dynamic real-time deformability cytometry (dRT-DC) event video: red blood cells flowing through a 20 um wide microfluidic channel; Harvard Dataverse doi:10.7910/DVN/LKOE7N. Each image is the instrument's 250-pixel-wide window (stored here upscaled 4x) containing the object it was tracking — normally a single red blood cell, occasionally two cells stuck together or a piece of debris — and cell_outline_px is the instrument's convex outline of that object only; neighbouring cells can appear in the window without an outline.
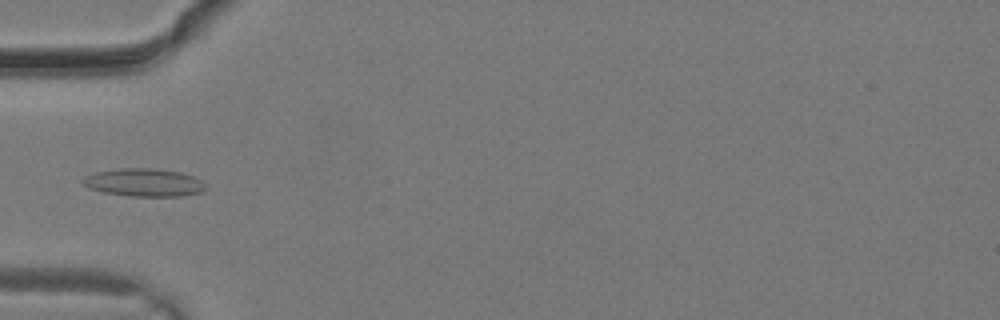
{"species": "common noctule bat (a hibernating species)", "species_latin": "Nyctalus noctula", "temperature_condition": "warm", "stored_images_in_passage": 10, "camera_frame_rate_fps": 3000, "um_per_image_px": 0.085, "animal": {"sex": "male", "body_mass_g": 19.2, "forearm_length_mm": 51.8}, "frame": {"image": 1, "passage_image": 9, "time_ms": 2.667, "image_size_px": [1000, 320], "cell_outline_px": [[204, 188], [200, 192], [180, 196], [132, 196], [104, 192], [88, 188], [80, 180], [84, 176], [96, 172], [120, 168], [152, 168], [180, 172], [192, 176], [200, 180], [204, 184]], "centroid_in_image_um": [12.19, 15.5], "position_along_channel_um": 72.8, "area_um2": 19.77}}